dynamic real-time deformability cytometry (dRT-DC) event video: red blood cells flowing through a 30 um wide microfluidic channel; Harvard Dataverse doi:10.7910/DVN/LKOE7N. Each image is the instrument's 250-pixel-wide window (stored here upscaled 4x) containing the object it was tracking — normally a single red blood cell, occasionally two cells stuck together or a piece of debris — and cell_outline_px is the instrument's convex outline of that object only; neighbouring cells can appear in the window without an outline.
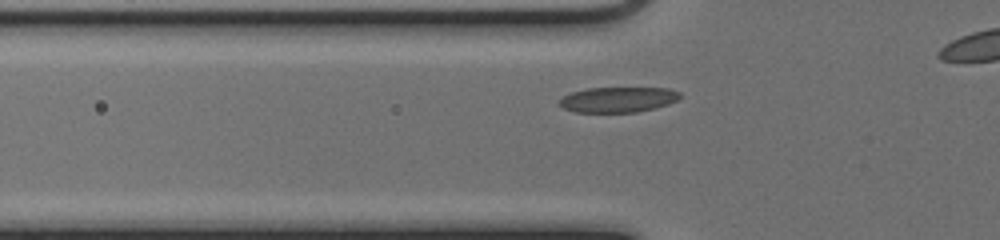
{"species": "common noctule bat (a hibernating species)", "species_latin": "Nyctalus noctula", "temperature_condition": "cold", "stored_images_in_passage": 27, "camera_frame_rate_fps": 3000, "um_per_image_px": 0.085, "animal": {"sex": "female", "body_mass_g": 17.0, "forearm_length_mm": 48.0}, "frame": {"image": 1, "passage_image": 2, "time_ms": 0.333, "image_size_px": [1000, 240], "cell_outline_px": [[680, 96], [676, 100], [668, 104], [656, 108], [636, 112], [576, 112], [564, 108], [560, 104], [560, 100], [564, 96], [572, 92], [588, 88], [668, 88], [680, 92]], "centroid_in_image_um": [52.55, 8.46], "position_along_channel_um": 73.2, "area_um2": 17.63}}
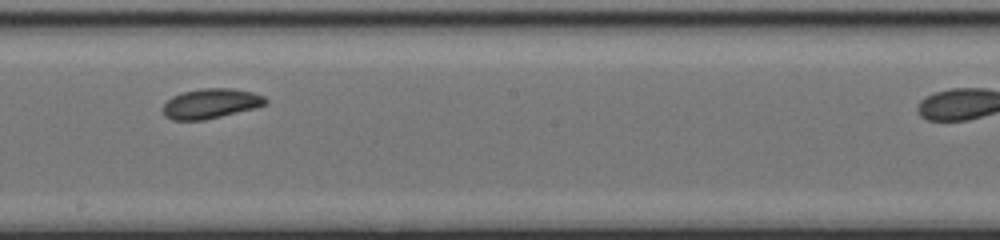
{"frame": {"image": 2, "passage_image": 14, "time_ms": 4.333, "image_size_px": [1000, 240], "cell_outline_px": [[268, 104], [256, 108], [204, 120], [172, 120], [164, 116], [164, 104], [172, 96], [184, 92], [200, 88], [232, 88], [252, 92], [264, 96], [268, 100]], "centroid_in_image_um": [17.95, 8.8], "position_along_channel_um": 230.3, "area_um2": 17.92}}
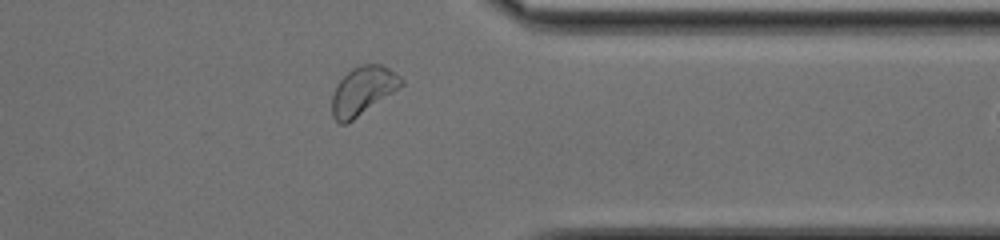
{"frame": {"image": 3, "passage_image": 26, "time_ms": 8.333, "image_size_px": [1000, 240], "cell_outline_px": [[404, 84], [400, 88], [348, 124], [340, 124], [332, 116], [332, 96], [336, 84], [352, 68], [360, 64], [380, 64], [388, 68], [400, 76], [404, 80]], "centroid_in_image_um": [30.85, 7.72], "position_along_channel_um": 380.6, "area_um2": 19.65}}